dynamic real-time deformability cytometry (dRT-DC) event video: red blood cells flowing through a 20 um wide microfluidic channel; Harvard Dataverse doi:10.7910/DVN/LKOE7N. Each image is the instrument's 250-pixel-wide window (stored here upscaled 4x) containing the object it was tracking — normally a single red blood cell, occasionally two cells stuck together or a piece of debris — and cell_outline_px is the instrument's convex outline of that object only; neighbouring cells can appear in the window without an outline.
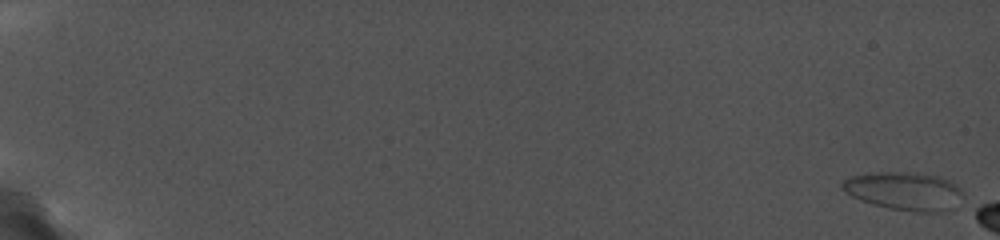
{"species": "common noctule bat (a hibernating species)", "species_latin": "Nyctalus noctula", "temperature_condition": "cold", "stored_images_in_passage": 4, "camera_frame_rate_fps": 5000, "um_per_image_px": 0.085, "animal": {"sex": "female", "body_mass_g": 19.0, "forearm_length_mm": 56.7}, "frame": {"image": 1, "passage_image": 1, "time_ms": 0.0, "image_size_px": [1000, 240], "cell_outline_px": [[964, 196], [952, 208], [940, 212], [916, 212], [888, 208], [872, 204], [860, 200], [844, 192], [840, 188], [840, 184], [844, 180], [852, 176], [876, 172], [908, 172], [940, 176], [952, 180], [960, 188]], "centroid_in_image_um": [76.88, 16.24], "position_along_channel_um": 8.1, "area_um2": 27.11}}